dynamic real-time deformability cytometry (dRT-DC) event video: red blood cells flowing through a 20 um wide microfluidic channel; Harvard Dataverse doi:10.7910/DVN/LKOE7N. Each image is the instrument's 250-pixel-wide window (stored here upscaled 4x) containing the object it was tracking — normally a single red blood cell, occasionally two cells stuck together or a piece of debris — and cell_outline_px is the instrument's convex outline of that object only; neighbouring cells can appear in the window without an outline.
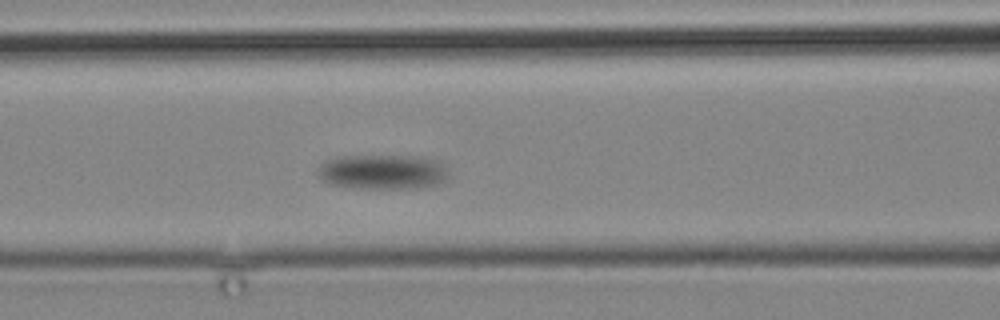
{"species": "common noctule bat (a hibernating species)", "species_latin": "Nyctalus noctula", "temperature_condition": "cold", "stored_images_in_passage": 4, "camera_frame_rate_fps": 3000, "um_per_image_px": 0.085, "animal": {"sex": "male", "body_mass_g": 19.2, "forearm_length_mm": 51.8}, "frame": {"image": 1, "passage_image": 4, "time_ms": 3.333, "image_size_px": [1000, 320], "cell_outline_px": [[448, 176], [440, 184], [420, 188], [360, 188], [328, 184], [320, 180], [316, 176], [316, 168], [320, 164], [328, 160], [340, 156], [420, 156], [440, 160], [444, 164], [448, 172]], "centroid_in_image_um": [32.52, 14.61], "position_along_channel_um": 134.1, "area_um2": 27.05}}